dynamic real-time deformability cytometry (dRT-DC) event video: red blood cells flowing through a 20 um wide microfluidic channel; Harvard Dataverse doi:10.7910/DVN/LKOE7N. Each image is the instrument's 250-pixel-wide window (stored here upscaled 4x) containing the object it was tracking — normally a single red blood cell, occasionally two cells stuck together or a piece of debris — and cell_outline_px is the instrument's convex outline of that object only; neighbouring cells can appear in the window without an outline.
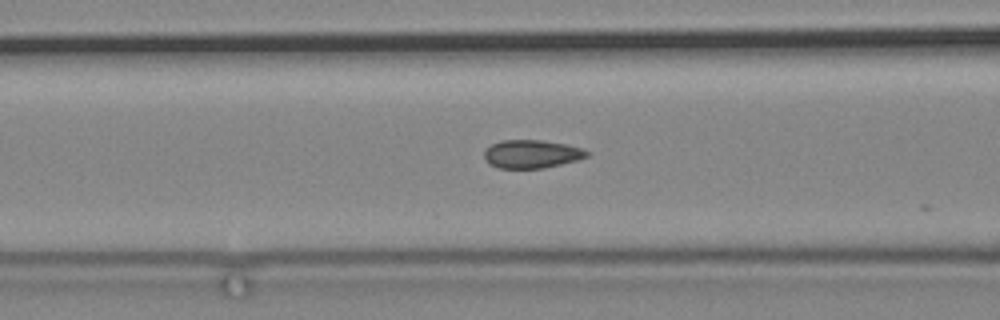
{"species": "common noctule bat (a hibernating species)", "species_latin": "Nyctalus noctula", "temperature_condition": "cold", "stored_images_in_passage": 27, "camera_frame_rate_fps": 3000, "um_per_image_px": 0.085, "animal": {"sex": "male", "body_mass_g": 19.2, "forearm_length_mm": 51.8}, "frame": {"image": 1, "passage_image": 22, "time_ms": 7.0, "image_size_px": [1000, 320], "cell_outline_px": [[588, 156], [580, 160], [544, 168], [496, 168], [488, 164], [484, 160], [484, 152], [492, 144], [500, 140], [540, 140], [568, 144], [584, 148], [588, 152]], "centroid_in_image_um": [45.2, 13.09], "position_along_channel_um": 121.4, "area_um2": 17.17}}
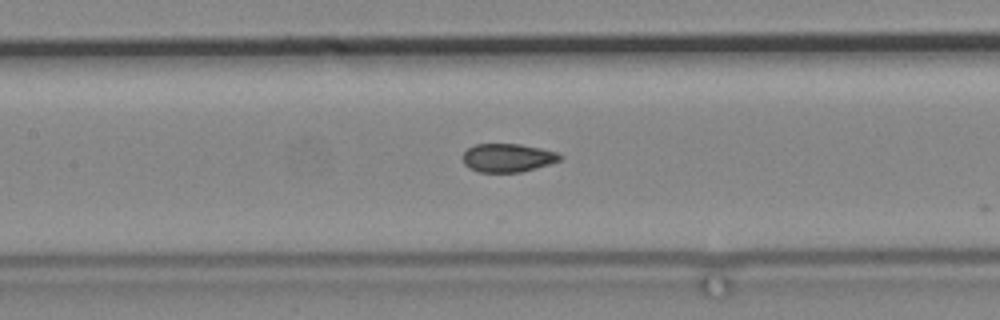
{"frame": {"image": 2, "passage_image": 26, "time_ms": 8.333, "image_size_px": [1000, 320], "cell_outline_px": [[564, 156], [560, 160], [536, 168], [520, 172], [480, 172], [468, 168], [464, 164], [464, 152], [468, 148], [476, 144], [520, 144], [540, 148], [556, 152]], "centroid_in_image_um": [43.16, 13.41], "position_along_channel_um": 164.2, "area_um2": 16.01}}